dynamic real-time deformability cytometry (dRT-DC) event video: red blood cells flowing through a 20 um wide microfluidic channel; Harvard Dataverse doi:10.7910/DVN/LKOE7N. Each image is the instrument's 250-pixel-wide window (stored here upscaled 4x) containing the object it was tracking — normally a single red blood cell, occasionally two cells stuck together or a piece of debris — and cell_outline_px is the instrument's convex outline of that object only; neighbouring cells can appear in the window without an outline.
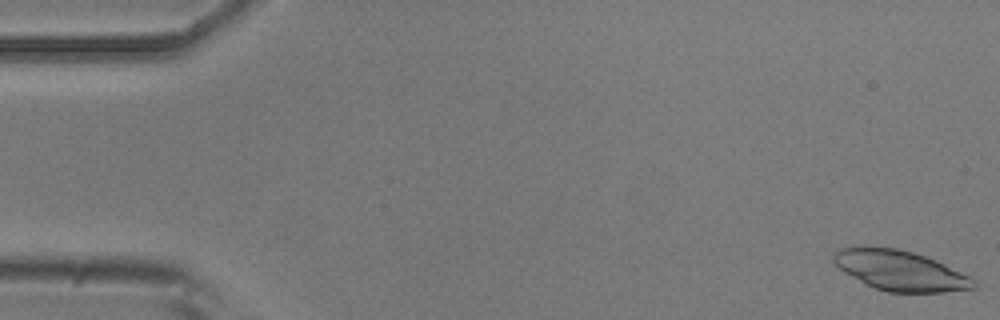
{"species": "common noctule bat (a hibernating species)", "species_latin": "Nyctalus noctula", "temperature_condition": "room temperature", "stored_images_in_passage": 5, "camera_frame_rate_fps": 3000, "um_per_image_px": 0.085, "animal": {"sex": "male", "body_mass_g": 20.5, "forearm_length_mm": 52.5}, "frame": {"image": 1, "passage_image": 1, "time_ms": 0.0, "image_size_px": [1000, 320], "cell_outline_px": [[976, 288], [944, 292], [888, 292], [872, 288], [864, 284], [844, 272], [832, 260], [832, 256], [840, 248], [860, 244], [864, 244], [896, 248], [912, 252], [936, 260], [972, 276], [976, 280]], "centroid_in_image_um": [76.49, 22.97], "position_along_channel_um": 8.5, "area_um2": 33.41}}